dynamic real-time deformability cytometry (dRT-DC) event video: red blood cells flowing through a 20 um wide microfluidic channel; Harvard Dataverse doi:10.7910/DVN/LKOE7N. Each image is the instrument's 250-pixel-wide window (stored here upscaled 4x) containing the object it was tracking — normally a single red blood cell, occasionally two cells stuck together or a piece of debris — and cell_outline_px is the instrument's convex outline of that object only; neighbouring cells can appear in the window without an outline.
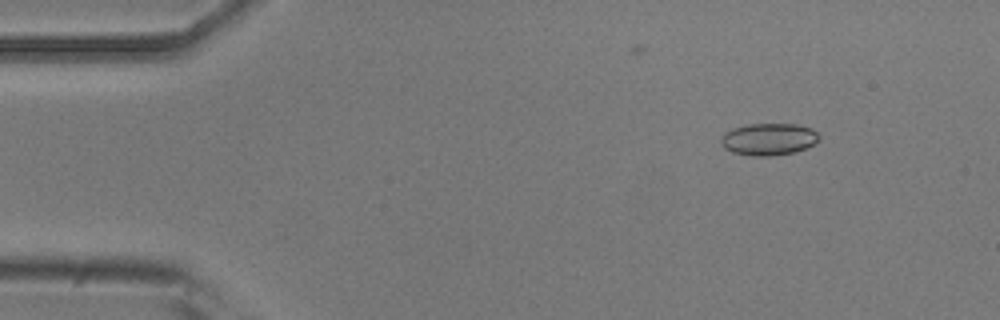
{"species": "common noctule bat (a hibernating species)", "species_latin": "Nyctalus noctula", "temperature_condition": "room temperature", "stored_images_in_passage": 52, "camera_frame_rate_fps": 3000, "um_per_image_px": 0.085, "animal": {"sex": "male", "body_mass_g": 20.5, "forearm_length_mm": 52.5}, "frame": {"image": 1, "passage_image": 7, "time_ms": 2.0, "image_size_px": [1000, 320], "cell_outline_px": [[820, 140], [804, 148], [792, 152], [772, 156], [752, 156], [732, 152], [724, 148], [720, 144], [720, 140], [724, 132], [732, 128], [748, 124], [796, 124], [812, 128], [820, 136]], "centroid_in_image_um": [65.3, 11.82], "position_along_channel_um": 19.7, "area_um2": 18.38}}
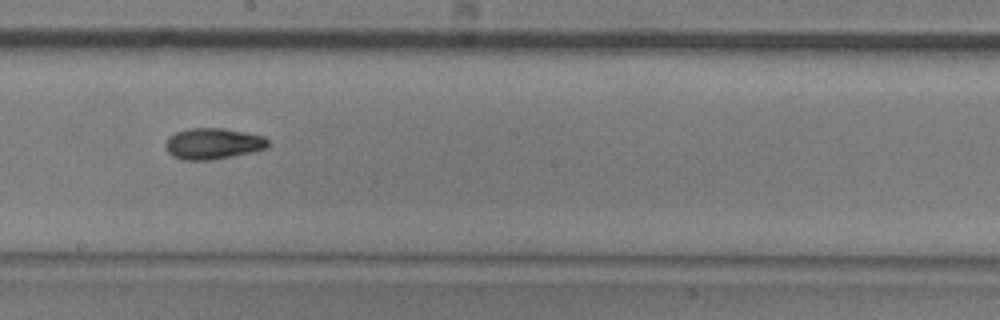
{"frame": {"image": 2, "passage_image": 30, "time_ms": 9.667, "image_size_px": [1000, 320], "cell_outline_px": [[268, 144], [264, 148], [252, 152], [212, 160], [184, 160], [172, 156], [168, 152], [164, 144], [168, 136], [176, 132], [188, 128], [224, 128], [264, 136], [268, 140]], "centroid_in_image_um": [18.06, 12.2], "position_along_channel_um": 230.1, "area_um2": 18.61}}
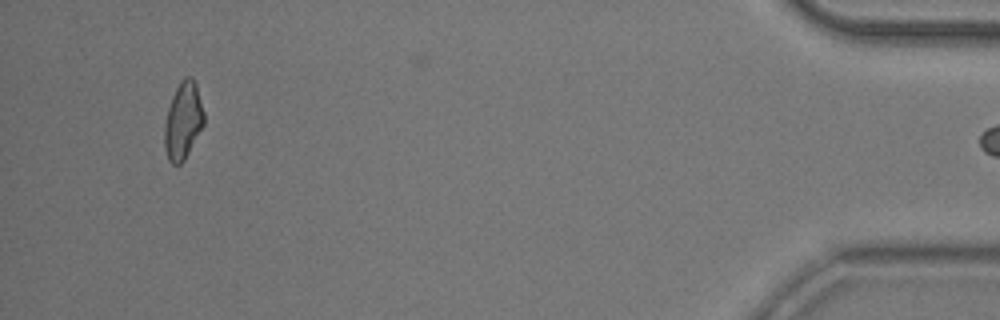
{"frame": {"image": 3, "passage_image": 51, "time_ms": 16.667, "image_size_px": [1000, 320], "cell_outline_px": [[204, 124], [184, 160], [180, 164], [172, 164], [168, 160], [164, 148], [164, 124], [168, 108], [172, 96], [180, 80], [184, 76], [192, 76], [196, 84], [204, 112]], "centroid_in_image_um": [15.55, 10.25], "position_along_channel_um": 419.7, "area_um2": 17.8}}